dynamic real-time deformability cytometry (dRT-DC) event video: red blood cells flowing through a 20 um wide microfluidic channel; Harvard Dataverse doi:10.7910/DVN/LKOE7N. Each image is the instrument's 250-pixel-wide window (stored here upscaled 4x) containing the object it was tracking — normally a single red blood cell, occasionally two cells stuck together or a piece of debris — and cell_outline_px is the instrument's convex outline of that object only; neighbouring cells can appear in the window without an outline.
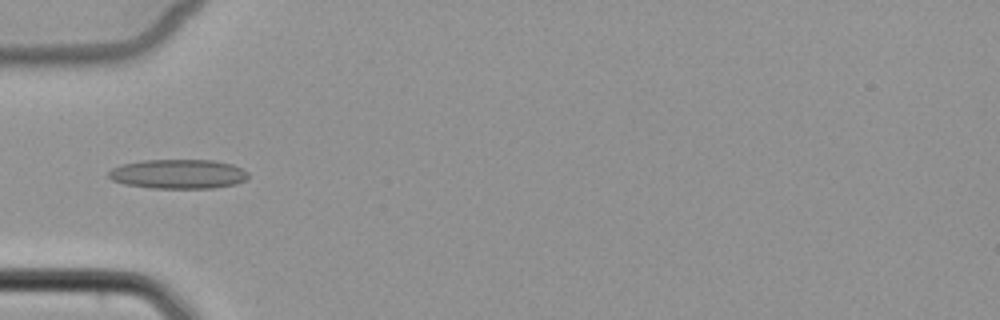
{"species": "common noctule bat (a hibernating species)", "species_latin": "Nyctalus noctula", "temperature_condition": "cold", "stored_images_in_passage": 5, "camera_frame_rate_fps": 3000, "um_per_image_px": 0.085, "animal": {"sex": "female", "body_mass_g": 22.7, "forearm_length_mm": 54.2}, "frame": {"image": 1, "passage_image": 5, "time_ms": 5.0, "image_size_px": [1000, 320], "cell_outline_px": [[248, 176], [244, 180], [236, 184], [212, 188], [152, 188], [124, 184], [112, 180], [108, 176], [108, 172], [112, 168], [124, 164], [144, 160], [216, 160], [232, 164], [248, 172]], "centroid_in_image_um": [15.15, 14.79], "position_along_channel_um": 69.8, "area_um2": 23.87}}